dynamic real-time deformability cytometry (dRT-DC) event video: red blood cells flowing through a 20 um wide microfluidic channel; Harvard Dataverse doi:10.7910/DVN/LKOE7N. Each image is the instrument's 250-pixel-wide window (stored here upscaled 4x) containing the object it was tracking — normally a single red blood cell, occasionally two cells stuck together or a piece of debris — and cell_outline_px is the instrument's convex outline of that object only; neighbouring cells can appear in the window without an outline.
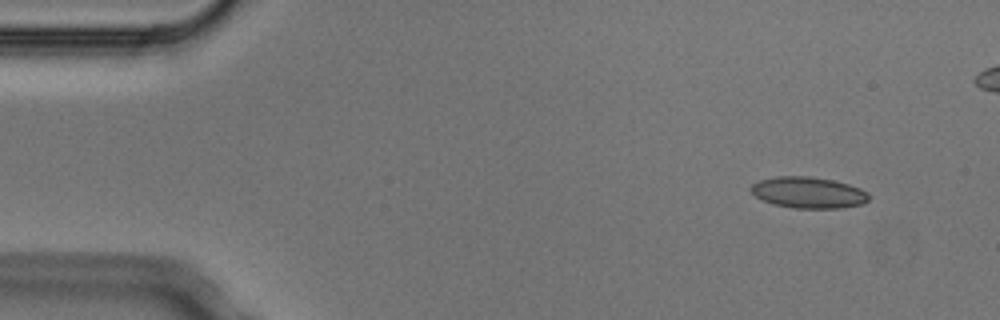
{"species": "Egyptian fruit bat (a non-hibernating species)", "species_latin": "Rousettus aegyptiacus", "temperature_condition": "cold", "stored_images_in_passage": 6, "segment_of_instrument_passage": [1, 2], "camera_frame_rate_fps": 3000, "um_per_image_px": 0.085, "animal": {"sex": "male"}, "frame": {"image": 1, "passage_image": 1, "time_ms": 0.0, "image_size_px": [1000, 320], "cell_outline_px": [[868, 200], [864, 204], [840, 208], [792, 208], [776, 204], [764, 200], [756, 196], [748, 188], [752, 184], [760, 180], [776, 176], [808, 176], [832, 180], [848, 184], [860, 188], [868, 192]], "centroid_in_image_um": [68.72, 16.36], "position_along_channel_um": 16.3, "area_um2": 21.39}}
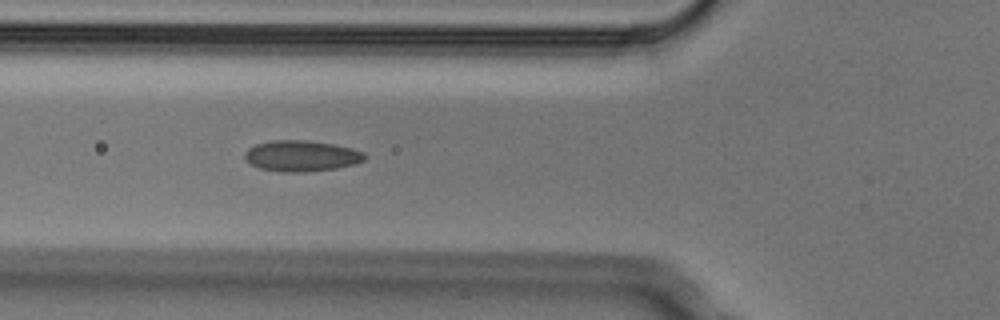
{"frame": {"image": 2, "passage_image": 5, "time_ms": 1.333, "image_size_px": [1000, 320], "cell_outline_px": [[368, 156], [364, 160], [356, 164], [336, 168], [304, 172], [284, 172], [260, 168], [252, 164], [244, 156], [244, 152], [248, 148], [256, 144], [272, 140], [304, 140], [332, 144], [352, 148], [364, 152]], "centroid_in_image_um": [25.65, 13.25], "position_along_channel_um": 100.1, "area_um2": 21.56}}